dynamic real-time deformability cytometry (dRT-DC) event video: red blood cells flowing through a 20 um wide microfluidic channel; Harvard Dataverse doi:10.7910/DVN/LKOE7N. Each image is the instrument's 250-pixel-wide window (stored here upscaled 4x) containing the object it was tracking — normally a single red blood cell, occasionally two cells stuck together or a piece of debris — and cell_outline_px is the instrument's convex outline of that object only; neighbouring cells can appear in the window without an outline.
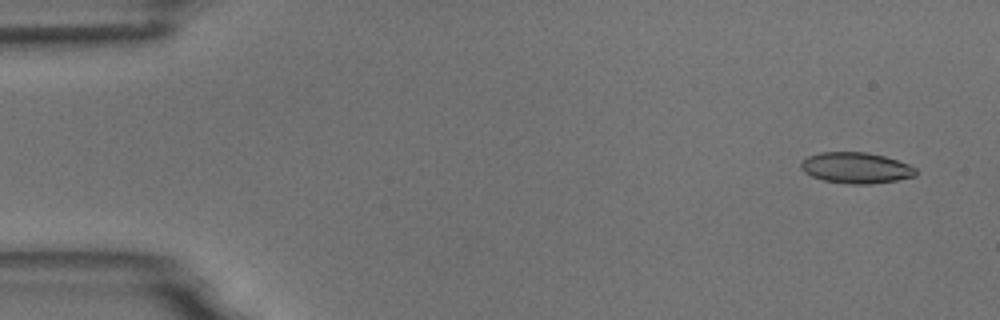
{"species": "common noctule bat (a hibernating species)", "species_latin": "Nyctalus noctula", "temperature_condition": "room temperature", "stored_images_in_passage": 4, "camera_frame_rate_fps": 3000, "um_per_image_px": 0.085, "animal": {"sex": "male", "body_mass_g": 18.8}, "frame": {"image": 1, "passage_image": 1, "time_ms": 0.0, "image_size_px": [1000, 320], "cell_outline_px": [[916, 176], [896, 180], [868, 184], [852, 184], [824, 180], [812, 176], [804, 172], [800, 168], [800, 164], [808, 156], [820, 152], [864, 152], [884, 156], [908, 164], [916, 168]], "centroid_in_image_um": [72.75, 14.26], "position_along_channel_um": 12.2, "area_um2": 20.52}}
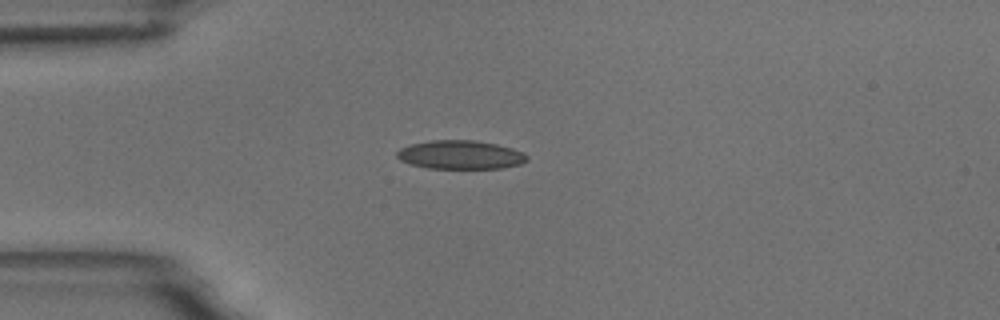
{"frame": {"image": 2, "passage_image": 4, "time_ms": 3.667, "image_size_px": [1000, 320], "cell_outline_px": [[528, 160], [520, 164], [500, 168], [428, 168], [412, 164], [400, 160], [396, 156], [396, 152], [400, 148], [412, 144], [432, 140], [476, 140], [496, 144], [512, 148], [524, 152], [528, 156]], "centroid_in_image_um": [39.15, 13.15], "position_along_channel_um": 45.8, "area_um2": 21.68}}